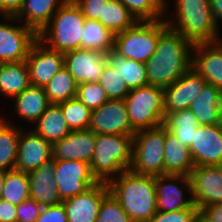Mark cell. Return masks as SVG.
<instances>
[{"label": "cell", "instance_id": "obj_23", "mask_svg": "<svg viewBox=\"0 0 222 222\" xmlns=\"http://www.w3.org/2000/svg\"><path fill=\"white\" fill-rule=\"evenodd\" d=\"M194 167L190 149L165 127L164 175L189 176Z\"/></svg>", "mask_w": 222, "mask_h": 222}, {"label": "cell", "instance_id": "obj_44", "mask_svg": "<svg viewBox=\"0 0 222 222\" xmlns=\"http://www.w3.org/2000/svg\"><path fill=\"white\" fill-rule=\"evenodd\" d=\"M35 222H68L63 203L43 207Z\"/></svg>", "mask_w": 222, "mask_h": 222}, {"label": "cell", "instance_id": "obj_38", "mask_svg": "<svg viewBox=\"0 0 222 222\" xmlns=\"http://www.w3.org/2000/svg\"><path fill=\"white\" fill-rule=\"evenodd\" d=\"M98 83L104 89L110 100H124L130 92V89L125 83V80L122 79L120 73L108 62L104 66L103 73Z\"/></svg>", "mask_w": 222, "mask_h": 222}, {"label": "cell", "instance_id": "obj_10", "mask_svg": "<svg viewBox=\"0 0 222 222\" xmlns=\"http://www.w3.org/2000/svg\"><path fill=\"white\" fill-rule=\"evenodd\" d=\"M54 177L62 201L79 195L98 183L92 175L90 164L83 161L55 160Z\"/></svg>", "mask_w": 222, "mask_h": 222}, {"label": "cell", "instance_id": "obj_27", "mask_svg": "<svg viewBox=\"0 0 222 222\" xmlns=\"http://www.w3.org/2000/svg\"><path fill=\"white\" fill-rule=\"evenodd\" d=\"M14 100L18 116L31 124H34L51 104L45 89L32 85L15 96Z\"/></svg>", "mask_w": 222, "mask_h": 222}, {"label": "cell", "instance_id": "obj_14", "mask_svg": "<svg viewBox=\"0 0 222 222\" xmlns=\"http://www.w3.org/2000/svg\"><path fill=\"white\" fill-rule=\"evenodd\" d=\"M176 181H179L178 183H182L181 185L185 186H178L175 184ZM155 186L157 211L171 212L183 208H197L194 205L192 197L185 199L183 195V191L187 189L190 196H192L189 176L173 174L155 176Z\"/></svg>", "mask_w": 222, "mask_h": 222}, {"label": "cell", "instance_id": "obj_21", "mask_svg": "<svg viewBox=\"0 0 222 222\" xmlns=\"http://www.w3.org/2000/svg\"><path fill=\"white\" fill-rule=\"evenodd\" d=\"M192 50L196 54L192 57L191 67L222 92V42L193 44Z\"/></svg>", "mask_w": 222, "mask_h": 222}, {"label": "cell", "instance_id": "obj_32", "mask_svg": "<svg viewBox=\"0 0 222 222\" xmlns=\"http://www.w3.org/2000/svg\"><path fill=\"white\" fill-rule=\"evenodd\" d=\"M20 132L21 128H15L0 117V170L15 169Z\"/></svg>", "mask_w": 222, "mask_h": 222}, {"label": "cell", "instance_id": "obj_39", "mask_svg": "<svg viewBox=\"0 0 222 222\" xmlns=\"http://www.w3.org/2000/svg\"><path fill=\"white\" fill-rule=\"evenodd\" d=\"M78 98L91 111L108 101V97L98 82H86L77 85Z\"/></svg>", "mask_w": 222, "mask_h": 222}, {"label": "cell", "instance_id": "obj_40", "mask_svg": "<svg viewBox=\"0 0 222 222\" xmlns=\"http://www.w3.org/2000/svg\"><path fill=\"white\" fill-rule=\"evenodd\" d=\"M96 222H133L122 209L118 200L109 192L103 199L99 208Z\"/></svg>", "mask_w": 222, "mask_h": 222}, {"label": "cell", "instance_id": "obj_24", "mask_svg": "<svg viewBox=\"0 0 222 222\" xmlns=\"http://www.w3.org/2000/svg\"><path fill=\"white\" fill-rule=\"evenodd\" d=\"M66 0H24L21 9L14 16L20 22L22 18L25 26L33 29L37 34L49 23L52 16Z\"/></svg>", "mask_w": 222, "mask_h": 222}, {"label": "cell", "instance_id": "obj_29", "mask_svg": "<svg viewBox=\"0 0 222 222\" xmlns=\"http://www.w3.org/2000/svg\"><path fill=\"white\" fill-rule=\"evenodd\" d=\"M106 55L107 62L120 73L130 90L148 85L146 65L144 63L127 59L114 50H110Z\"/></svg>", "mask_w": 222, "mask_h": 222}, {"label": "cell", "instance_id": "obj_6", "mask_svg": "<svg viewBox=\"0 0 222 222\" xmlns=\"http://www.w3.org/2000/svg\"><path fill=\"white\" fill-rule=\"evenodd\" d=\"M124 101L135 132L164 125L166 114L162 87L147 85L131 89Z\"/></svg>", "mask_w": 222, "mask_h": 222}, {"label": "cell", "instance_id": "obj_9", "mask_svg": "<svg viewBox=\"0 0 222 222\" xmlns=\"http://www.w3.org/2000/svg\"><path fill=\"white\" fill-rule=\"evenodd\" d=\"M0 22V63L26 61L29 51L38 39V34L28 26L12 25L14 16H3ZM10 22V24L7 23Z\"/></svg>", "mask_w": 222, "mask_h": 222}, {"label": "cell", "instance_id": "obj_50", "mask_svg": "<svg viewBox=\"0 0 222 222\" xmlns=\"http://www.w3.org/2000/svg\"><path fill=\"white\" fill-rule=\"evenodd\" d=\"M218 127L220 131L222 132V102L219 109Z\"/></svg>", "mask_w": 222, "mask_h": 222}, {"label": "cell", "instance_id": "obj_15", "mask_svg": "<svg viewBox=\"0 0 222 222\" xmlns=\"http://www.w3.org/2000/svg\"><path fill=\"white\" fill-rule=\"evenodd\" d=\"M107 63L104 52L79 48L64 54V67L76 84L98 82Z\"/></svg>", "mask_w": 222, "mask_h": 222}, {"label": "cell", "instance_id": "obj_12", "mask_svg": "<svg viewBox=\"0 0 222 222\" xmlns=\"http://www.w3.org/2000/svg\"><path fill=\"white\" fill-rule=\"evenodd\" d=\"M95 134L134 136L124 100H108L92 111L89 128Z\"/></svg>", "mask_w": 222, "mask_h": 222}, {"label": "cell", "instance_id": "obj_35", "mask_svg": "<svg viewBox=\"0 0 222 222\" xmlns=\"http://www.w3.org/2000/svg\"><path fill=\"white\" fill-rule=\"evenodd\" d=\"M30 198L28 173L17 170L5 171L1 199L17 206Z\"/></svg>", "mask_w": 222, "mask_h": 222}, {"label": "cell", "instance_id": "obj_22", "mask_svg": "<svg viewBox=\"0 0 222 222\" xmlns=\"http://www.w3.org/2000/svg\"><path fill=\"white\" fill-rule=\"evenodd\" d=\"M54 165L55 160L52 158L28 173L30 198L36 200L42 207L62 203L56 188Z\"/></svg>", "mask_w": 222, "mask_h": 222}, {"label": "cell", "instance_id": "obj_47", "mask_svg": "<svg viewBox=\"0 0 222 222\" xmlns=\"http://www.w3.org/2000/svg\"><path fill=\"white\" fill-rule=\"evenodd\" d=\"M24 0H0V15L15 16L21 9Z\"/></svg>", "mask_w": 222, "mask_h": 222}, {"label": "cell", "instance_id": "obj_4", "mask_svg": "<svg viewBox=\"0 0 222 222\" xmlns=\"http://www.w3.org/2000/svg\"><path fill=\"white\" fill-rule=\"evenodd\" d=\"M176 9L172 15L177 22L166 18V23L177 30L192 44L221 40L219 29L212 15L210 0H175Z\"/></svg>", "mask_w": 222, "mask_h": 222}, {"label": "cell", "instance_id": "obj_7", "mask_svg": "<svg viewBox=\"0 0 222 222\" xmlns=\"http://www.w3.org/2000/svg\"><path fill=\"white\" fill-rule=\"evenodd\" d=\"M164 143V125L135 132L130 170L142 175H164Z\"/></svg>", "mask_w": 222, "mask_h": 222}, {"label": "cell", "instance_id": "obj_51", "mask_svg": "<svg viewBox=\"0 0 222 222\" xmlns=\"http://www.w3.org/2000/svg\"><path fill=\"white\" fill-rule=\"evenodd\" d=\"M192 222H204V220L198 215Z\"/></svg>", "mask_w": 222, "mask_h": 222}, {"label": "cell", "instance_id": "obj_46", "mask_svg": "<svg viewBox=\"0 0 222 222\" xmlns=\"http://www.w3.org/2000/svg\"><path fill=\"white\" fill-rule=\"evenodd\" d=\"M0 222H17L16 206L0 199Z\"/></svg>", "mask_w": 222, "mask_h": 222}, {"label": "cell", "instance_id": "obj_19", "mask_svg": "<svg viewBox=\"0 0 222 222\" xmlns=\"http://www.w3.org/2000/svg\"><path fill=\"white\" fill-rule=\"evenodd\" d=\"M109 192L107 183L98 182L85 192L62 201L68 222H96L102 199Z\"/></svg>", "mask_w": 222, "mask_h": 222}, {"label": "cell", "instance_id": "obj_30", "mask_svg": "<svg viewBox=\"0 0 222 222\" xmlns=\"http://www.w3.org/2000/svg\"><path fill=\"white\" fill-rule=\"evenodd\" d=\"M114 36L100 21L85 19L80 48L108 53L114 49Z\"/></svg>", "mask_w": 222, "mask_h": 222}, {"label": "cell", "instance_id": "obj_31", "mask_svg": "<svg viewBox=\"0 0 222 222\" xmlns=\"http://www.w3.org/2000/svg\"><path fill=\"white\" fill-rule=\"evenodd\" d=\"M164 126L189 148L193 142L194 132L200 123L190 109H184L168 113L164 120Z\"/></svg>", "mask_w": 222, "mask_h": 222}, {"label": "cell", "instance_id": "obj_20", "mask_svg": "<svg viewBox=\"0 0 222 222\" xmlns=\"http://www.w3.org/2000/svg\"><path fill=\"white\" fill-rule=\"evenodd\" d=\"M96 145V134L90 129L71 131L52 144V158L58 161L73 160L91 162Z\"/></svg>", "mask_w": 222, "mask_h": 222}, {"label": "cell", "instance_id": "obj_18", "mask_svg": "<svg viewBox=\"0 0 222 222\" xmlns=\"http://www.w3.org/2000/svg\"><path fill=\"white\" fill-rule=\"evenodd\" d=\"M20 132L15 170L29 173L52 159V144L33 130Z\"/></svg>", "mask_w": 222, "mask_h": 222}, {"label": "cell", "instance_id": "obj_37", "mask_svg": "<svg viewBox=\"0 0 222 222\" xmlns=\"http://www.w3.org/2000/svg\"><path fill=\"white\" fill-rule=\"evenodd\" d=\"M138 21L163 19L168 4L166 0H119Z\"/></svg>", "mask_w": 222, "mask_h": 222}, {"label": "cell", "instance_id": "obj_3", "mask_svg": "<svg viewBox=\"0 0 222 222\" xmlns=\"http://www.w3.org/2000/svg\"><path fill=\"white\" fill-rule=\"evenodd\" d=\"M133 161V136L96 134V145L90 162L92 175L98 182L108 183Z\"/></svg>", "mask_w": 222, "mask_h": 222}, {"label": "cell", "instance_id": "obj_43", "mask_svg": "<svg viewBox=\"0 0 222 222\" xmlns=\"http://www.w3.org/2000/svg\"><path fill=\"white\" fill-rule=\"evenodd\" d=\"M83 16L90 20H100L103 17L104 3L109 0H74Z\"/></svg>", "mask_w": 222, "mask_h": 222}, {"label": "cell", "instance_id": "obj_1", "mask_svg": "<svg viewBox=\"0 0 222 222\" xmlns=\"http://www.w3.org/2000/svg\"><path fill=\"white\" fill-rule=\"evenodd\" d=\"M193 44L160 19V35L154 54L145 63L148 85L165 88L192 65Z\"/></svg>", "mask_w": 222, "mask_h": 222}, {"label": "cell", "instance_id": "obj_48", "mask_svg": "<svg viewBox=\"0 0 222 222\" xmlns=\"http://www.w3.org/2000/svg\"><path fill=\"white\" fill-rule=\"evenodd\" d=\"M212 15L216 23L217 28H219V20L222 21V0H210Z\"/></svg>", "mask_w": 222, "mask_h": 222}, {"label": "cell", "instance_id": "obj_41", "mask_svg": "<svg viewBox=\"0 0 222 222\" xmlns=\"http://www.w3.org/2000/svg\"><path fill=\"white\" fill-rule=\"evenodd\" d=\"M199 215L197 208H183L177 211H157L149 222H192Z\"/></svg>", "mask_w": 222, "mask_h": 222}, {"label": "cell", "instance_id": "obj_16", "mask_svg": "<svg viewBox=\"0 0 222 222\" xmlns=\"http://www.w3.org/2000/svg\"><path fill=\"white\" fill-rule=\"evenodd\" d=\"M206 83L205 79L191 67L177 81L163 88L165 114L189 109Z\"/></svg>", "mask_w": 222, "mask_h": 222}, {"label": "cell", "instance_id": "obj_5", "mask_svg": "<svg viewBox=\"0 0 222 222\" xmlns=\"http://www.w3.org/2000/svg\"><path fill=\"white\" fill-rule=\"evenodd\" d=\"M74 0H66L39 32L38 39L63 54L80 48L85 21Z\"/></svg>", "mask_w": 222, "mask_h": 222}, {"label": "cell", "instance_id": "obj_11", "mask_svg": "<svg viewBox=\"0 0 222 222\" xmlns=\"http://www.w3.org/2000/svg\"><path fill=\"white\" fill-rule=\"evenodd\" d=\"M189 178L191 197L198 210L222 202V166H195Z\"/></svg>", "mask_w": 222, "mask_h": 222}, {"label": "cell", "instance_id": "obj_25", "mask_svg": "<svg viewBox=\"0 0 222 222\" xmlns=\"http://www.w3.org/2000/svg\"><path fill=\"white\" fill-rule=\"evenodd\" d=\"M222 102V92L214 85L206 83L189 109L203 126L218 125L219 109Z\"/></svg>", "mask_w": 222, "mask_h": 222}, {"label": "cell", "instance_id": "obj_17", "mask_svg": "<svg viewBox=\"0 0 222 222\" xmlns=\"http://www.w3.org/2000/svg\"><path fill=\"white\" fill-rule=\"evenodd\" d=\"M189 149L195 166H222V132L218 125L197 127Z\"/></svg>", "mask_w": 222, "mask_h": 222}, {"label": "cell", "instance_id": "obj_45", "mask_svg": "<svg viewBox=\"0 0 222 222\" xmlns=\"http://www.w3.org/2000/svg\"><path fill=\"white\" fill-rule=\"evenodd\" d=\"M199 216L205 222H222V202L201 208Z\"/></svg>", "mask_w": 222, "mask_h": 222}, {"label": "cell", "instance_id": "obj_8", "mask_svg": "<svg viewBox=\"0 0 222 222\" xmlns=\"http://www.w3.org/2000/svg\"><path fill=\"white\" fill-rule=\"evenodd\" d=\"M160 35V20L138 21L114 36V51L137 62L146 63L154 54Z\"/></svg>", "mask_w": 222, "mask_h": 222}, {"label": "cell", "instance_id": "obj_28", "mask_svg": "<svg viewBox=\"0 0 222 222\" xmlns=\"http://www.w3.org/2000/svg\"><path fill=\"white\" fill-rule=\"evenodd\" d=\"M34 124L35 129L32 130L51 144L60 141L71 132L59 104H50Z\"/></svg>", "mask_w": 222, "mask_h": 222}, {"label": "cell", "instance_id": "obj_2", "mask_svg": "<svg viewBox=\"0 0 222 222\" xmlns=\"http://www.w3.org/2000/svg\"><path fill=\"white\" fill-rule=\"evenodd\" d=\"M107 184L109 191L133 222H149L156 214L155 176L125 170Z\"/></svg>", "mask_w": 222, "mask_h": 222}, {"label": "cell", "instance_id": "obj_26", "mask_svg": "<svg viewBox=\"0 0 222 222\" xmlns=\"http://www.w3.org/2000/svg\"><path fill=\"white\" fill-rule=\"evenodd\" d=\"M31 86L26 61L0 63V93L14 98Z\"/></svg>", "mask_w": 222, "mask_h": 222}, {"label": "cell", "instance_id": "obj_36", "mask_svg": "<svg viewBox=\"0 0 222 222\" xmlns=\"http://www.w3.org/2000/svg\"><path fill=\"white\" fill-rule=\"evenodd\" d=\"M66 124L71 131L87 130L91 122L92 111L78 98L59 103Z\"/></svg>", "mask_w": 222, "mask_h": 222}, {"label": "cell", "instance_id": "obj_13", "mask_svg": "<svg viewBox=\"0 0 222 222\" xmlns=\"http://www.w3.org/2000/svg\"><path fill=\"white\" fill-rule=\"evenodd\" d=\"M26 63L31 85L45 88L51 78L64 67V54L37 39L29 51Z\"/></svg>", "mask_w": 222, "mask_h": 222}, {"label": "cell", "instance_id": "obj_33", "mask_svg": "<svg viewBox=\"0 0 222 222\" xmlns=\"http://www.w3.org/2000/svg\"><path fill=\"white\" fill-rule=\"evenodd\" d=\"M99 21L115 35L138 22L119 0H109L104 3L103 17H100Z\"/></svg>", "mask_w": 222, "mask_h": 222}, {"label": "cell", "instance_id": "obj_49", "mask_svg": "<svg viewBox=\"0 0 222 222\" xmlns=\"http://www.w3.org/2000/svg\"><path fill=\"white\" fill-rule=\"evenodd\" d=\"M4 180H5V171L0 170V199L2 197Z\"/></svg>", "mask_w": 222, "mask_h": 222}, {"label": "cell", "instance_id": "obj_42", "mask_svg": "<svg viewBox=\"0 0 222 222\" xmlns=\"http://www.w3.org/2000/svg\"><path fill=\"white\" fill-rule=\"evenodd\" d=\"M42 206L34 199H27L16 206L17 222H35Z\"/></svg>", "mask_w": 222, "mask_h": 222}, {"label": "cell", "instance_id": "obj_34", "mask_svg": "<svg viewBox=\"0 0 222 222\" xmlns=\"http://www.w3.org/2000/svg\"><path fill=\"white\" fill-rule=\"evenodd\" d=\"M44 89L51 104L65 102L77 95V84L65 67L51 78Z\"/></svg>", "mask_w": 222, "mask_h": 222}]
</instances>
